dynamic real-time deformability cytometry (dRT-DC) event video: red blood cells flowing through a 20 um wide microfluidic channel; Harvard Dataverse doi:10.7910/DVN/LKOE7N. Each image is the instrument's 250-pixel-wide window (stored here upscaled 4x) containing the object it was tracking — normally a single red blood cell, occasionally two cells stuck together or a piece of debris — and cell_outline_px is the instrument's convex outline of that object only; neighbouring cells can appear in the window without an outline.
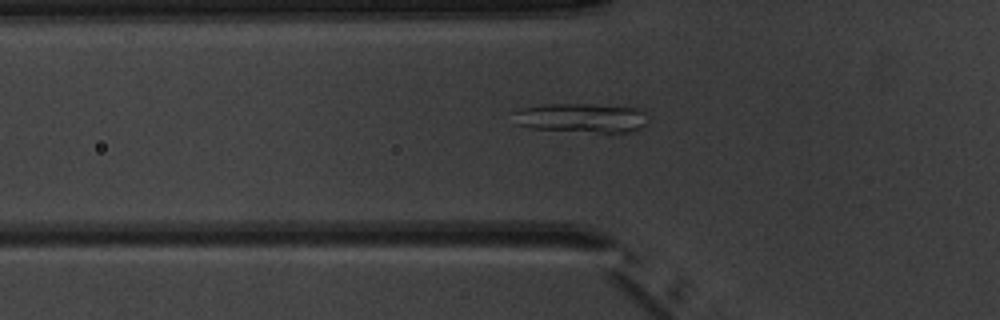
{"species": "common noctule bat (a hibernating species)", "species_latin": "Nyctalus noctula", "temperature_condition": "warm", "stored_images_in_passage": 3, "camera_frame_rate_fps": 3000, "um_per_image_px": 0.085, "animal": {"sex": "male", "body_mass_g": 20.1, "forearm_length_mm": 53.5}, "frame": {"image": 1, "passage_image": 3, "time_ms": 3.333, "image_size_px": [1000, 320], "cell_outline_px": [[652, 116], [636, 132], [596, 132], [528, 128], [516, 124], [508, 112], [520, 108], [544, 104], [636, 104], [644, 108]], "centroid_in_image_um": [49.53, 9.98], "position_along_channel_um": 76.3, "area_um2": 24.45}}